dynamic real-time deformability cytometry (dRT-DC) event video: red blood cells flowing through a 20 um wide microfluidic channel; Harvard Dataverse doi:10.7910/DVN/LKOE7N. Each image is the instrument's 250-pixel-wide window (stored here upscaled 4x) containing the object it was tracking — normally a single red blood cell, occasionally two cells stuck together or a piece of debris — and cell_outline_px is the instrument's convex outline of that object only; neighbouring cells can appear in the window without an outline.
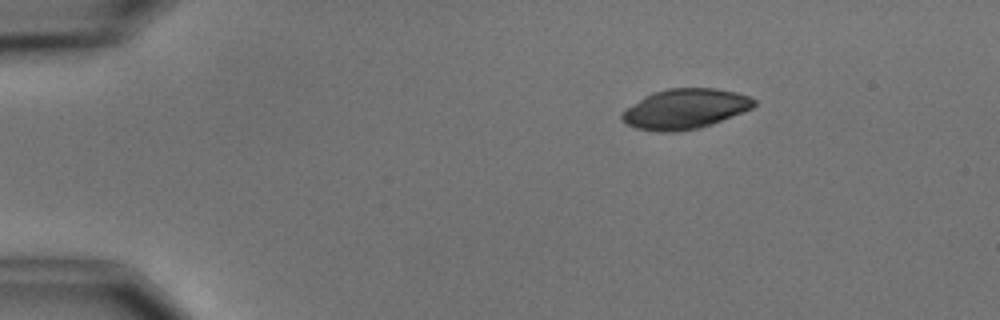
{"species": "common noctule bat (a hibernating species)", "species_latin": "Nyctalus noctula", "temperature_condition": "cold", "stored_images_in_passage": 3, "camera_frame_rate_fps": 3000, "um_per_image_px": 0.085, "animal": {"sex": "male", "body_mass_g": 15.6}, "frame": {"image": 1, "passage_image": 3, "time_ms": 2.333, "image_size_px": [1000, 320], "cell_outline_px": [[756, 104], [752, 108], [744, 112], [712, 124], [700, 128], [676, 132], [656, 132], [636, 128], [620, 120], [620, 116], [628, 108], [644, 96], [652, 92], [668, 88], [716, 88], [736, 92], [748, 96], [756, 100]], "centroid_in_image_um": [58.24, 9.26], "position_along_channel_um": 26.8, "area_um2": 30.92}}